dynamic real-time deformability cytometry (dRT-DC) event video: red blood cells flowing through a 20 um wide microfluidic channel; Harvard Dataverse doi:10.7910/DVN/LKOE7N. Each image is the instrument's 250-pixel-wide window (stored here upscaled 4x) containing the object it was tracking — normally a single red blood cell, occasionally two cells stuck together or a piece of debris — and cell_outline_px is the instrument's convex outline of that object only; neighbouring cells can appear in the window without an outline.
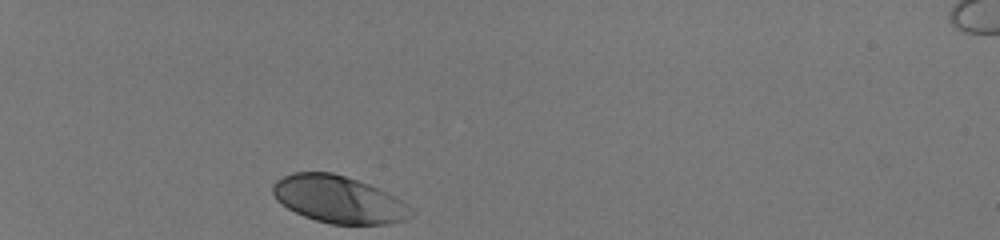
{"species": "human", "species_latin": "Homo sapiens", "temperature_condition": "room temperature", "stored_images_in_passage": 31, "camera_frame_rate_fps": 3000, "um_per_image_px": 0.085, "donor": {"sex": "male"}, "frame": {"image": 1, "passage_image": 1, "time_ms": 0.0, "image_size_px": [1000, 240], "cell_outline_px": [[416, 212], [412, 216], [404, 220], [388, 224], [332, 224], [316, 220], [304, 216], [288, 208], [276, 200], [272, 192], [272, 184], [276, 180], [292, 172], [332, 172], [368, 184], [388, 192], [396, 196], [412, 208]], "centroid_in_image_um": [28.8, 16.95], "position_along_channel_um": 56.2, "area_um2": 38.09}}
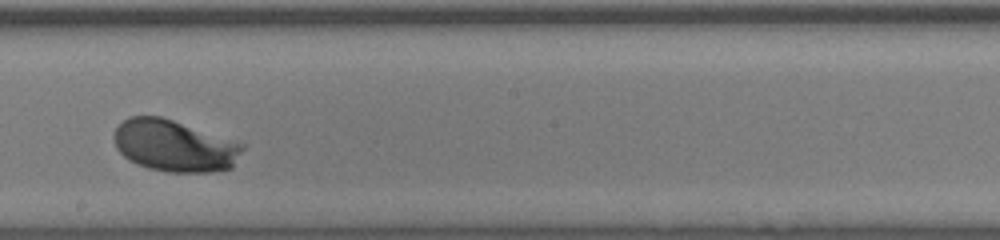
{"frame": {"image": 2, "passage_image": 18, "time_ms": 5.667, "image_size_px": [1000, 240], "cell_outline_px": [[244, 148], [232, 168], [212, 172], [168, 172], [148, 168], [128, 160], [116, 148], [116, 128], [128, 116], [160, 116], [244, 144]], "centroid_in_image_um": [14.83, 12.41], "position_along_channel_um": 233.4, "area_um2": 38.26}}
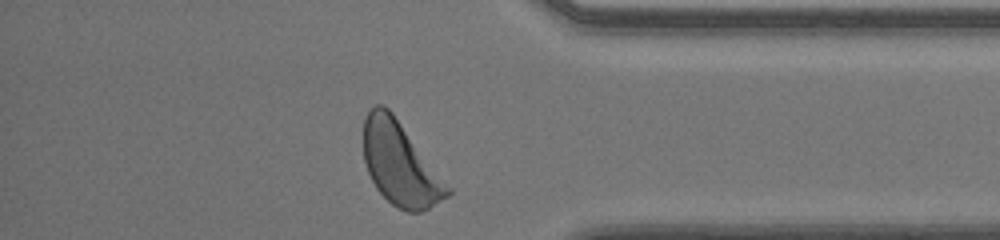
{"frame": {"image": 3, "passage_image": 31, "time_ms": 10.0, "image_size_px": [1000, 240], "cell_outline_px": [[452, 192], [448, 196], [428, 208], [420, 212], [408, 212], [392, 204], [376, 188], [368, 172], [364, 160], [364, 116], [376, 104], [384, 104], [392, 112], [452, 188]], "centroid_in_image_um": [34.02, 13.92], "position_along_channel_um": 401.2, "area_um2": 40.4}, "authors_computed_cell_mechanics": {"area_um2": 38.0324, "velocity_mm_per_s": 4.0057, "shape_relaxation_time_tau1_ms": 1.6895, "shape_relaxation_time_tau2_ms": null, "deformation_change_tau1": 0.1485, "deformation_change_tau2": null}}